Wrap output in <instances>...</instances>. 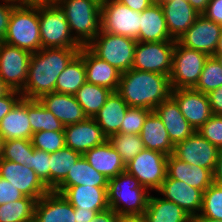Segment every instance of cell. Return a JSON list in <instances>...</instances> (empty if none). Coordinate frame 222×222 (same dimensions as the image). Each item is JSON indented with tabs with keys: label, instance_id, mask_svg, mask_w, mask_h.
<instances>
[{
	"label": "cell",
	"instance_id": "cell-23",
	"mask_svg": "<svg viewBox=\"0 0 222 222\" xmlns=\"http://www.w3.org/2000/svg\"><path fill=\"white\" fill-rule=\"evenodd\" d=\"M160 5L173 40L182 36L200 15L188 0H165Z\"/></svg>",
	"mask_w": 222,
	"mask_h": 222
},
{
	"label": "cell",
	"instance_id": "cell-8",
	"mask_svg": "<svg viewBox=\"0 0 222 222\" xmlns=\"http://www.w3.org/2000/svg\"><path fill=\"white\" fill-rule=\"evenodd\" d=\"M208 57L203 52L188 49L175 41L172 69L169 76L172 90L194 88Z\"/></svg>",
	"mask_w": 222,
	"mask_h": 222
},
{
	"label": "cell",
	"instance_id": "cell-40",
	"mask_svg": "<svg viewBox=\"0 0 222 222\" xmlns=\"http://www.w3.org/2000/svg\"><path fill=\"white\" fill-rule=\"evenodd\" d=\"M31 140L12 139L4 141L3 153L1 159H5L21 165L30 164V155L33 152Z\"/></svg>",
	"mask_w": 222,
	"mask_h": 222
},
{
	"label": "cell",
	"instance_id": "cell-4",
	"mask_svg": "<svg viewBox=\"0 0 222 222\" xmlns=\"http://www.w3.org/2000/svg\"><path fill=\"white\" fill-rule=\"evenodd\" d=\"M151 192L126 171L108 179V205L118 215L144 214Z\"/></svg>",
	"mask_w": 222,
	"mask_h": 222
},
{
	"label": "cell",
	"instance_id": "cell-38",
	"mask_svg": "<svg viewBox=\"0 0 222 222\" xmlns=\"http://www.w3.org/2000/svg\"><path fill=\"white\" fill-rule=\"evenodd\" d=\"M108 141L118 152L125 165L145 149L143 141L138 134L116 133L112 134Z\"/></svg>",
	"mask_w": 222,
	"mask_h": 222
},
{
	"label": "cell",
	"instance_id": "cell-62",
	"mask_svg": "<svg viewBox=\"0 0 222 222\" xmlns=\"http://www.w3.org/2000/svg\"><path fill=\"white\" fill-rule=\"evenodd\" d=\"M214 57L218 60V62L222 66V55H214Z\"/></svg>",
	"mask_w": 222,
	"mask_h": 222
},
{
	"label": "cell",
	"instance_id": "cell-48",
	"mask_svg": "<svg viewBox=\"0 0 222 222\" xmlns=\"http://www.w3.org/2000/svg\"><path fill=\"white\" fill-rule=\"evenodd\" d=\"M14 7L15 6L8 0H1L0 2V41L2 42L5 39L9 19Z\"/></svg>",
	"mask_w": 222,
	"mask_h": 222
},
{
	"label": "cell",
	"instance_id": "cell-9",
	"mask_svg": "<svg viewBox=\"0 0 222 222\" xmlns=\"http://www.w3.org/2000/svg\"><path fill=\"white\" fill-rule=\"evenodd\" d=\"M141 12L133 11L118 0H102L101 30L138 41Z\"/></svg>",
	"mask_w": 222,
	"mask_h": 222
},
{
	"label": "cell",
	"instance_id": "cell-12",
	"mask_svg": "<svg viewBox=\"0 0 222 222\" xmlns=\"http://www.w3.org/2000/svg\"><path fill=\"white\" fill-rule=\"evenodd\" d=\"M31 59L29 51L5 43L0 44V78L10 89L21 92L26 84Z\"/></svg>",
	"mask_w": 222,
	"mask_h": 222
},
{
	"label": "cell",
	"instance_id": "cell-7",
	"mask_svg": "<svg viewBox=\"0 0 222 222\" xmlns=\"http://www.w3.org/2000/svg\"><path fill=\"white\" fill-rule=\"evenodd\" d=\"M136 43L133 38L109 34L101 30L87 47L96 56L124 73L132 68Z\"/></svg>",
	"mask_w": 222,
	"mask_h": 222
},
{
	"label": "cell",
	"instance_id": "cell-28",
	"mask_svg": "<svg viewBox=\"0 0 222 222\" xmlns=\"http://www.w3.org/2000/svg\"><path fill=\"white\" fill-rule=\"evenodd\" d=\"M128 107V104L116 91L111 92L107 97L105 104L93 118L107 138L119 133Z\"/></svg>",
	"mask_w": 222,
	"mask_h": 222
},
{
	"label": "cell",
	"instance_id": "cell-52",
	"mask_svg": "<svg viewBox=\"0 0 222 222\" xmlns=\"http://www.w3.org/2000/svg\"><path fill=\"white\" fill-rule=\"evenodd\" d=\"M133 11L142 12L153 3L150 0H118Z\"/></svg>",
	"mask_w": 222,
	"mask_h": 222
},
{
	"label": "cell",
	"instance_id": "cell-14",
	"mask_svg": "<svg viewBox=\"0 0 222 222\" xmlns=\"http://www.w3.org/2000/svg\"><path fill=\"white\" fill-rule=\"evenodd\" d=\"M222 26L200 14L176 41L183 47L214 56Z\"/></svg>",
	"mask_w": 222,
	"mask_h": 222
},
{
	"label": "cell",
	"instance_id": "cell-19",
	"mask_svg": "<svg viewBox=\"0 0 222 222\" xmlns=\"http://www.w3.org/2000/svg\"><path fill=\"white\" fill-rule=\"evenodd\" d=\"M78 54L83 58L86 82L117 91L121 72L105 60L96 56L87 46H82Z\"/></svg>",
	"mask_w": 222,
	"mask_h": 222
},
{
	"label": "cell",
	"instance_id": "cell-46",
	"mask_svg": "<svg viewBox=\"0 0 222 222\" xmlns=\"http://www.w3.org/2000/svg\"><path fill=\"white\" fill-rule=\"evenodd\" d=\"M23 197L24 195L20 190L10 184L6 179L0 177V205L19 200Z\"/></svg>",
	"mask_w": 222,
	"mask_h": 222
},
{
	"label": "cell",
	"instance_id": "cell-15",
	"mask_svg": "<svg viewBox=\"0 0 222 222\" xmlns=\"http://www.w3.org/2000/svg\"><path fill=\"white\" fill-rule=\"evenodd\" d=\"M0 177L9 181L24 196L36 200L50 191L30 167L1 158Z\"/></svg>",
	"mask_w": 222,
	"mask_h": 222
},
{
	"label": "cell",
	"instance_id": "cell-10",
	"mask_svg": "<svg viewBox=\"0 0 222 222\" xmlns=\"http://www.w3.org/2000/svg\"><path fill=\"white\" fill-rule=\"evenodd\" d=\"M166 169L167 155L148 149L141 151L125 165V171L136 177L150 192L161 187L167 175Z\"/></svg>",
	"mask_w": 222,
	"mask_h": 222
},
{
	"label": "cell",
	"instance_id": "cell-29",
	"mask_svg": "<svg viewBox=\"0 0 222 222\" xmlns=\"http://www.w3.org/2000/svg\"><path fill=\"white\" fill-rule=\"evenodd\" d=\"M0 134L4 140H31L32 130L27 114V99L21 98L0 122Z\"/></svg>",
	"mask_w": 222,
	"mask_h": 222
},
{
	"label": "cell",
	"instance_id": "cell-27",
	"mask_svg": "<svg viewBox=\"0 0 222 222\" xmlns=\"http://www.w3.org/2000/svg\"><path fill=\"white\" fill-rule=\"evenodd\" d=\"M83 156L95 170L108 179L114 178L118 174L125 172V164L108 140L86 151Z\"/></svg>",
	"mask_w": 222,
	"mask_h": 222
},
{
	"label": "cell",
	"instance_id": "cell-39",
	"mask_svg": "<svg viewBox=\"0 0 222 222\" xmlns=\"http://www.w3.org/2000/svg\"><path fill=\"white\" fill-rule=\"evenodd\" d=\"M221 86L222 66L214 56H209L204 64L199 80L193 89L208 94Z\"/></svg>",
	"mask_w": 222,
	"mask_h": 222
},
{
	"label": "cell",
	"instance_id": "cell-25",
	"mask_svg": "<svg viewBox=\"0 0 222 222\" xmlns=\"http://www.w3.org/2000/svg\"><path fill=\"white\" fill-rule=\"evenodd\" d=\"M107 189L108 187L77 185L67 187L61 194L74 208L100 212L109 208Z\"/></svg>",
	"mask_w": 222,
	"mask_h": 222
},
{
	"label": "cell",
	"instance_id": "cell-51",
	"mask_svg": "<svg viewBox=\"0 0 222 222\" xmlns=\"http://www.w3.org/2000/svg\"><path fill=\"white\" fill-rule=\"evenodd\" d=\"M118 214L112 209L108 208L104 211L97 212L90 222H117Z\"/></svg>",
	"mask_w": 222,
	"mask_h": 222
},
{
	"label": "cell",
	"instance_id": "cell-2",
	"mask_svg": "<svg viewBox=\"0 0 222 222\" xmlns=\"http://www.w3.org/2000/svg\"><path fill=\"white\" fill-rule=\"evenodd\" d=\"M116 92L129 107H141L153 111L171 96L172 87L169 76L131 68L121 73Z\"/></svg>",
	"mask_w": 222,
	"mask_h": 222
},
{
	"label": "cell",
	"instance_id": "cell-43",
	"mask_svg": "<svg viewBox=\"0 0 222 222\" xmlns=\"http://www.w3.org/2000/svg\"><path fill=\"white\" fill-rule=\"evenodd\" d=\"M150 112V110L141 107H128L119 133L139 135Z\"/></svg>",
	"mask_w": 222,
	"mask_h": 222
},
{
	"label": "cell",
	"instance_id": "cell-53",
	"mask_svg": "<svg viewBox=\"0 0 222 222\" xmlns=\"http://www.w3.org/2000/svg\"><path fill=\"white\" fill-rule=\"evenodd\" d=\"M14 6H45L55 3V0H8Z\"/></svg>",
	"mask_w": 222,
	"mask_h": 222
},
{
	"label": "cell",
	"instance_id": "cell-35",
	"mask_svg": "<svg viewBox=\"0 0 222 222\" xmlns=\"http://www.w3.org/2000/svg\"><path fill=\"white\" fill-rule=\"evenodd\" d=\"M27 114L32 133L64 131V125L38 99H27Z\"/></svg>",
	"mask_w": 222,
	"mask_h": 222
},
{
	"label": "cell",
	"instance_id": "cell-24",
	"mask_svg": "<svg viewBox=\"0 0 222 222\" xmlns=\"http://www.w3.org/2000/svg\"><path fill=\"white\" fill-rule=\"evenodd\" d=\"M166 173L169 178L184 181L203 192L214 182V173L210 169L186 163L173 154L167 156Z\"/></svg>",
	"mask_w": 222,
	"mask_h": 222
},
{
	"label": "cell",
	"instance_id": "cell-60",
	"mask_svg": "<svg viewBox=\"0 0 222 222\" xmlns=\"http://www.w3.org/2000/svg\"><path fill=\"white\" fill-rule=\"evenodd\" d=\"M10 89L4 84L0 78V97L5 95Z\"/></svg>",
	"mask_w": 222,
	"mask_h": 222
},
{
	"label": "cell",
	"instance_id": "cell-1",
	"mask_svg": "<svg viewBox=\"0 0 222 222\" xmlns=\"http://www.w3.org/2000/svg\"><path fill=\"white\" fill-rule=\"evenodd\" d=\"M81 48H42L31 53L26 84L22 98L39 99L55 91L58 76Z\"/></svg>",
	"mask_w": 222,
	"mask_h": 222
},
{
	"label": "cell",
	"instance_id": "cell-50",
	"mask_svg": "<svg viewBox=\"0 0 222 222\" xmlns=\"http://www.w3.org/2000/svg\"><path fill=\"white\" fill-rule=\"evenodd\" d=\"M212 114L222 116V86L207 94Z\"/></svg>",
	"mask_w": 222,
	"mask_h": 222
},
{
	"label": "cell",
	"instance_id": "cell-56",
	"mask_svg": "<svg viewBox=\"0 0 222 222\" xmlns=\"http://www.w3.org/2000/svg\"><path fill=\"white\" fill-rule=\"evenodd\" d=\"M214 182L222 184V149H220L219 157L214 171Z\"/></svg>",
	"mask_w": 222,
	"mask_h": 222
},
{
	"label": "cell",
	"instance_id": "cell-37",
	"mask_svg": "<svg viewBox=\"0 0 222 222\" xmlns=\"http://www.w3.org/2000/svg\"><path fill=\"white\" fill-rule=\"evenodd\" d=\"M36 199L23 198L0 205V222H33Z\"/></svg>",
	"mask_w": 222,
	"mask_h": 222
},
{
	"label": "cell",
	"instance_id": "cell-13",
	"mask_svg": "<svg viewBox=\"0 0 222 222\" xmlns=\"http://www.w3.org/2000/svg\"><path fill=\"white\" fill-rule=\"evenodd\" d=\"M220 149L195 131L190 137L174 145L173 155L191 165L210 169L216 168Z\"/></svg>",
	"mask_w": 222,
	"mask_h": 222
},
{
	"label": "cell",
	"instance_id": "cell-63",
	"mask_svg": "<svg viewBox=\"0 0 222 222\" xmlns=\"http://www.w3.org/2000/svg\"><path fill=\"white\" fill-rule=\"evenodd\" d=\"M153 4H161L165 0H150Z\"/></svg>",
	"mask_w": 222,
	"mask_h": 222
},
{
	"label": "cell",
	"instance_id": "cell-21",
	"mask_svg": "<svg viewBox=\"0 0 222 222\" xmlns=\"http://www.w3.org/2000/svg\"><path fill=\"white\" fill-rule=\"evenodd\" d=\"M153 111L163 122L174 145L184 141L195 132L172 96L162 101Z\"/></svg>",
	"mask_w": 222,
	"mask_h": 222
},
{
	"label": "cell",
	"instance_id": "cell-61",
	"mask_svg": "<svg viewBox=\"0 0 222 222\" xmlns=\"http://www.w3.org/2000/svg\"><path fill=\"white\" fill-rule=\"evenodd\" d=\"M4 141L5 140L3 136L0 134V158L2 157V153H3Z\"/></svg>",
	"mask_w": 222,
	"mask_h": 222
},
{
	"label": "cell",
	"instance_id": "cell-57",
	"mask_svg": "<svg viewBox=\"0 0 222 222\" xmlns=\"http://www.w3.org/2000/svg\"><path fill=\"white\" fill-rule=\"evenodd\" d=\"M192 7L199 13L202 14L210 0H188Z\"/></svg>",
	"mask_w": 222,
	"mask_h": 222
},
{
	"label": "cell",
	"instance_id": "cell-26",
	"mask_svg": "<svg viewBox=\"0 0 222 222\" xmlns=\"http://www.w3.org/2000/svg\"><path fill=\"white\" fill-rule=\"evenodd\" d=\"M139 42L176 41L169 34L160 4H152L140 14Z\"/></svg>",
	"mask_w": 222,
	"mask_h": 222
},
{
	"label": "cell",
	"instance_id": "cell-59",
	"mask_svg": "<svg viewBox=\"0 0 222 222\" xmlns=\"http://www.w3.org/2000/svg\"><path fill=\"white\" fill-rule=\"evenodd\" d=\"M214 55H222V31L219 37L218 45Z\"/></svg>",
	"mask_w": 222,
	"mask_h": 222
},
{
	"label": "cell",
	"instance_id": "cell-32",
	"mask_svg": "<svg viewBox=\"0 0 222 222\" xmlns=\"http://www.w3.org/2000/svg\"><path fill=\"white\" fill-rule=\"evenodd\" d=\"M147 222H192V217L174 202L149 196L144 213Z\"/></svg>",
	"mask_w": 222,
	"mask_h": 222
},
{
	"label": "cell",
	"instance_id": "cell-20",
	"mask_svg": "<svg viewBox=\"0 0 222 222\" xmlns=\"http://www.w3.org/2000/svg\"><path fill=\"white\" fill-rule=\"evenodd\" d=\"M74 207L53 190L37 200L33 222H75Z\"/></svg>",
	"mask_w": 222,
	"mask_h": 222
},
{
	"label": "cell",
	"instance_id": "cell-22",
	"mask_svg": "<svg viewBox=\"0 0 222 222\" xmlns=\"http://www.w3.org/2000/svg\"><path fill=\"white\" fill-rule=\"evenodd\" d=\"M64 126L76 124L87 119L84 110L74 95L52 92L38 99Z\"/></svg>",
	"mask_w": 222,
	"mask_h": 222
},
{
	"label": "cell",
	"instance_id": "cell-16",
	"mask_svg": "<svg viewBox=\"0 0 222 222\" xmlns=\"http://www.w3.org/2000/svg\"><path fill=\"white\" fill-rule=\"evenodd\" d=\"M171 96L192 128L197 131L213 115L207 94L192 89H174Z\"/></svg>",
	"mask_w": 222,
	"mask_h": 222
},
{
	"label": "cell",
	"instance_id": "cell-55",
	"mask_svg": "<svg viewBox=\"0 0 222 222\" xmlns=\"http://www.w3.org/2000/svg\"><path fill=\"white\" fill-rule=\"evenodd\" d=\"M117 222H147L144 214L141 215H118Z\"/></svg>",
	"mask_w": 222,
	"mask_h": 222
},
{
	"label": "cell",
	"instance_id": "cell-18",
	"mask_svg": "<svg viewBox=\"0 0 222 222\" xmlns=\"http://www.w3.org/2000/svg\"><path fill=\"white\" fill-rule=\"evenodd\" d=\"M64 135L66 147L81 155L108 140L93 118L64 126Z\"/></svg>",
	"mask_w": 222,
	"mask_h": 222
},
{
	"label": "cell",
	"instance_id": "cell-45",
	"mask_svg": "<svg viewBox=\"0 0 222 222\" xmlns=\"http://www.w3.org/2000/svg\"><path fill=\"white\" fill-rule=\"evenodd\" d=\"M197 132L212 145L222 149V116L213 114Z\"/></svg>",
	"mask_w": 222,
	"mask_h": 222
},
{
	"label": "cell",
	"instance_id": "cell-5",
	"mask_svg": "<svg viewBox=\"0 0 222 222\" xmlns=\"http://www.w3.org/2000/svg\"><path fill=\"white\" fill-rule=\"evenodd\" d=\"M39 28V6H15L4 42L35 53L42 49Z\"/></svg>",
	"mask_w": 222,
	"mask_h": 222
},
{
	"label": "cell",
	"instance_id": "cell-54",
	"mask_svg": "<svg viewBox=\"0 0 222 222\" xmlns=\"http://www.w3.org/2000/svg\"><path fill=\"white\" fill-rule=\"evenodd\" d=\"M99 211L95 210H81L80 208H74V213H76L75 222H90V220L95 217Z\"/></svg>",
	"mask_w": 222,
	"mask_h": 222
},
{
	"label": "cell",
	"instance_id": "cell-3",
	"mask_svg": "<svg viewBox=\"0 0 222 222\" xmlns=\"http://www.w3.org/2000/svg\"><path fill=\"white\" fill-rule=\"evenodd\" d=\"M101 0H55L73 37L87 46L101 31Z\"/></svg>",
	"mask_w": 222,
	"mask_h": 222
},
{
	"label": "cell",
	"instance_id": "cell-42",
	"mask_svg": "<svg viewBox=\"0 0 222 222\" xmlns=\"http://www.w3.org/2000/svg\"><path fill=\"white\" fill-rule=\"evenodd\" d=\"M31 143L35 149L43 150L47 153H55L64 148V131H39L32 134Z\"/></svg>",
	"mask_w": 222,
	"mask_h": 222
},
{
	"label": "cell",
	"instance_id": "cell-41",
	"mask_svg": "<svg viewBox=\"0 0 222 222\" xmlns=\"http://www.w3.org/2000/svg\"><path fill=\"white\" fill-rule=\"evenodd\" d=\"M199 215L222 220V184L213 182L204 192Z\"/></svg>",
	"mask_w": 222,
	"mask_h": 222
},
{
	"label": "cell",
	"instance_id": "cell-36",
	"mask_svg": "<svg viewBox=\"0 0 222 222\" xmlns=\"http://www.w3.org/2000/svg\"><path fill=\"white\" fill-rule=\"evenodd\" d=\"M82 155L69 147L50 153V190H54L67 176Z\"/></svg>",
	"mask_w": 222,
	"mask_h": 222
},
{
	"label": "cell",
	"instance_id": "cell-58",
	"mask_svg": "<svg viewBox=\"0 0 222 222\" xmlns=\"http://www.w3.org/2000/svg\"><path fill=\"white\" fill-rule=\"evenodd\" d=\"M192 222H222V220L210 219L207 217H202L201 215H196L192 217Z\"/></svg>",
	"mask_w": 222,
	"mask_h": 222
},
{
	"label": "cell",
	"instance_id": "cell-47",
	"mask_svg": "<svg viewBox=\"0 0 222 222\" xmlns=\"http://www.w3.org/2000/svg\"><path fill=\"white\" fill-rule=\"evenodd\" d=\"M21 98V92L15 90H9L0 97V122Z\"/></svg>",
	"mask_w": 222,
	"mask_h": 222
},
{
	"label": "cell",
	"instance_id": "cell-30",
	"mask_svg": "<svg viewBox=\"0 0 222 222\" xmlns=\"http://www.w3.org/2000/svg\"><path fill=\"white\" fill-rule=\"evenodd\" d=\"M139 135L145 149L158 151L167 156L173 153L174 144L171 142L163 122L154 111L147 115Z\"/></svg>",
	"mask_w": 222,
	"mask_h": 222
},
{
	"label": "cell",
	"instance_id": "cell-33",
	"mask_svg": "<svg viewBox=\"0 0 222 222\" xmlns=\"http://www.w3.org/2000/svg\"><path fill=\"white\" fill-rule=\"evenodd\" d=\"M86 83L83 58L77 54L58 76L55 92L74 95Z\"/></svg>",
	"mask_w": 222,
	"mask_h": 222
},
{
	"label": "cell",
	"instance_id": "cell-17",
	"mask_svg": "<svg viewBox=\"0 0 222 222\" xmlns=\"http://www.w3.org/2000/svg\"><path fill=\"white\" fill-rule=\"evenodd\" d=\"M157 192L158 195L163 196V199L176 203L191 217L199 215L203 200L202 190L193 188L184 181L169 178L166 175Z\"/></svg>",
	"mask_w": 222,
	"mask_h": 222
},
{
	"label": "cell",
	"instance_id": "cell-34",
	"mask_svg": "<svg viewBox=\"0 0 222 222\" xmlns=\"http://www.w3.org/2000/svg\"><path fill=\"white\" fill-rule=\"evenodd\" d=\"M111 90L86 82L75 94L76 101L84 110L87 118H94L98 111L105 104Z\"/></svg>",
	"mask_w": 222,
	"mask_h": 222
},
{
	"label": "cell",
	"instance_id": "cell-31",
	"mask_svg": "<svg viewBox=\"0 0 222 222\" xmlns=\"http://www.w3.org/2000/svg\"><path fill=\"white\" fill-rule=\"evenodd\" d=\"M77 185L108 187V178L95 170L82 155L53 191L61 194L67 187Z\"/></svg>",
	"mask_w": 222,
	"mask_h": 222
},
{
	"label": "cell",
	"instance_id": "cell-11",
	"mask_svg": "<svg viewBox=\"0 0 222 222\" xmlns=\"http://www.w3.org/2000/svg\"><path fill=\"white\" fill-rule=\"evenodd\" d=\"M174 47L175 41H137L132 69L170 76Z\"/></svg>",
	"mask_w": 222,
	"mask_h": 222
},
{
	"label": "cell",
	"instance_id": "cell-44",
	"mask_svg": "<svg viewBox=\"0 0 222 222\" xmlns=\"http://www.w3.org/2000/svg\"><path fill=\"white\" fill-rule=\"evenodd\" d=\"M29 167L50 190V153L34 148L30 155Z\"/></svg>",
	"mask_w": 222,
	"mask_h": 222
},
{
	"label": "cell",
	"instance_id": "cell-49",
	"mask_svg": "<svg viewBox=\"0 0 222 222\" xmlns=\"http://www.w3.org/2000/svg\"><path fill=\"white\" fill-rule=\"evenodd\" d=\"M202 14L222 26V0H210Z\"/></svg>",
	"mask_w": 222,
	"mask_h": 222
},
{
	"label": "cell",
	"instance_id": "cell-6",
	"mask_svg": "<svg viewBox=\"0 0 222 222\" xmlns=\"http://www.w3.org/2000/svg\"><path fill=\"white\" fill-rule=\"evenodd\" d=\"M40 38L42 48H81L73 37L64 12L56 3L39 6Z\"/></svg>",
	"mask_w": 222,
	"mask_h": 222
}]
</instances>
